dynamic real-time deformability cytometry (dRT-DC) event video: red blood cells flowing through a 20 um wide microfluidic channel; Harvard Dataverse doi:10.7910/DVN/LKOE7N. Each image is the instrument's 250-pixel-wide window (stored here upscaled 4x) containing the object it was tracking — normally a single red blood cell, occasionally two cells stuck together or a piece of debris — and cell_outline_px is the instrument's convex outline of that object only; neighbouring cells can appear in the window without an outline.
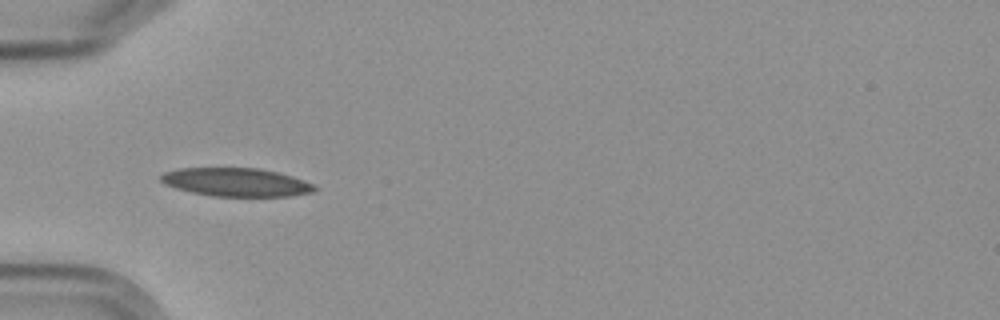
{"species": "Egyptian fruit bat (a non-hibernating species)", "species_latin": "Rousettus aegyptiacus", "temperature_condition": "cold", "stored_images_in_passage": 5, "camera_frame_rate_fps": 3000, "um_per_image_px": 0.085, "frame": {"image": 1, "passage_image": 4, "time_ms": 3.667, "image_size_px": [1000, 320], "cell_outline_px": [[316, 188], [312, 192], [288, 196], [212, 196], [192, 192], [176, 188], [164, 184], [160, 180], [160, 176], [164, 172], [180, 168], [260, 168], [292, 176], [304, 180], [312, 184]], "centroid_in_image_um": [20.04, 15.48], "position_along_channel_um": 65.0, "area_um2": 25.26}}
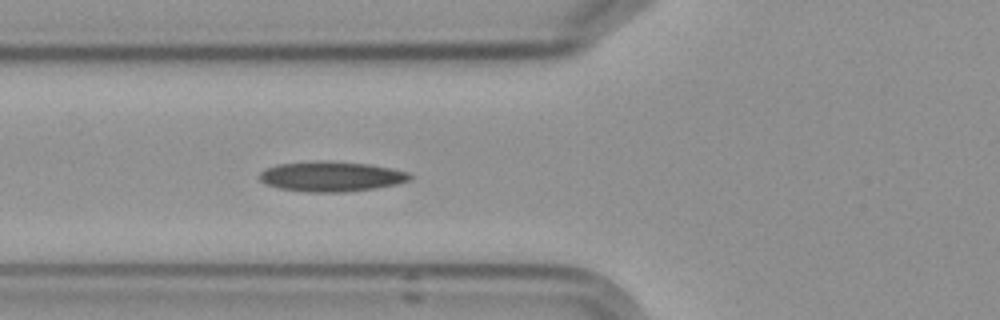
{"frame": {"image": 2, "passage_image": 5, "time_ms": 4.667, "image_size_px": [1000, 320], "cell_outline_px": [[412, 176], [408, 180], [396, 184], [376, 188], [344, 192], [308, 192], [280, 188], [264, 184], [260, 180], [260, 172], [276, 164], [368, 164], [392, 168], [408, 172]], "centroid_in_image_um": [28.18, 15.06], "position_along_channel_um": 97.6, "area_um2": 24.97}}